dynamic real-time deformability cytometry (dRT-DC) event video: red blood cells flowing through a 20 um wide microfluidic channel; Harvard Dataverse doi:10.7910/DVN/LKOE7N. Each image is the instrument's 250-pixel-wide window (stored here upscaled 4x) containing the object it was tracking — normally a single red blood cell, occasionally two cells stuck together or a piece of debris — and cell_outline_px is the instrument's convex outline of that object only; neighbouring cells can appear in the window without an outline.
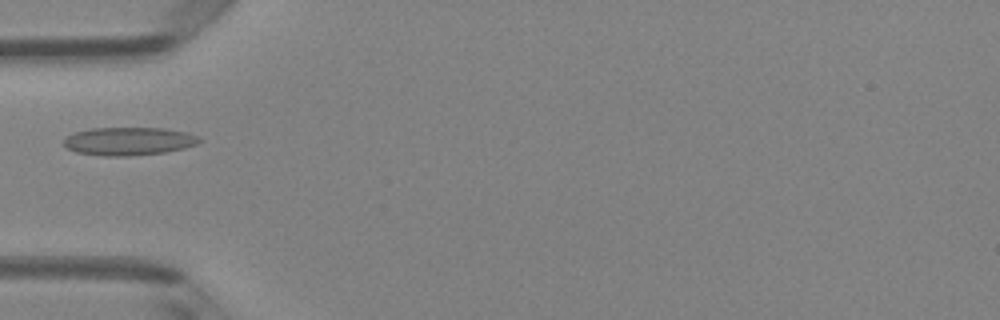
{"species": "Egyptian fruit bat (a non-hibernating species)", "species_latin": "Rousettus aegyptiacus", "temperature_condition": "room temperature", "stored_images_in_passage": 2, "camera_frame_rate_fps": 3000, "um_per_image_px": 0.085, "animal": {"sex": "female"}, "frame": {"image": 1, "passage_image": 2, "time_ms": 0.333, "image_size_px": [1000, 320], "cell_outline_px": [[200, 140], [196, 144], [184, 148], [164, 152], [124, 156], [100, 156], [76, 152], [68, 148], [64, 144], [64, 140], [68, 136], [76, 132], [92, 128], [164, 128], [188, 132], [196, 136]], "centroid_in_image_um": [10.93, 12.0], "position_along_channel_um": 74.1, "area_um2": 21.96}}